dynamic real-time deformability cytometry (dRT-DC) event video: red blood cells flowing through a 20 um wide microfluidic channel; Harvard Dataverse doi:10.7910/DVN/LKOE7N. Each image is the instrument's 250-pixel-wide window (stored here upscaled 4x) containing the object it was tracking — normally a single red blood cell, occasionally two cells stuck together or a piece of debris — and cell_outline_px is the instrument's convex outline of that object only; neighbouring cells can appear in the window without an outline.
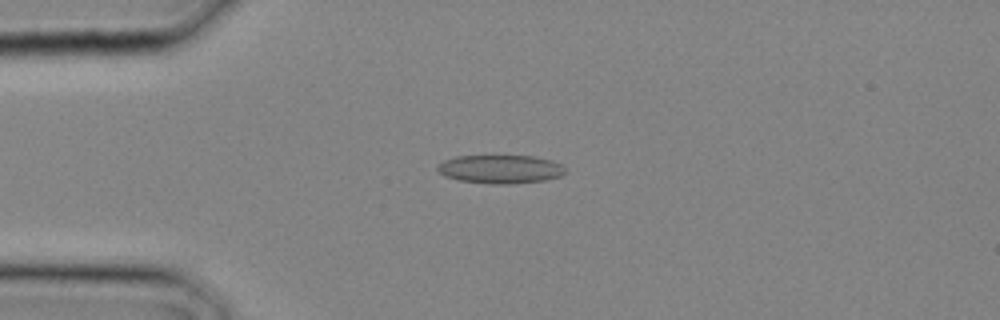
{"species": "common noctule bat (a hibernating species)", "species_latin": "Nyctalus noctula", "temperature_condition": "cold", "stored_images_in_passage": 2, "camera_frame_rate_fps": 3000, "um_per_image_px": 0.085, "animal": {"sex": "male", "body_mass_g": 20.4}, "frame": {"image": 1, "passage_image": 2, "time_ms": 0.333, "image_size_px": [1000, 320], "cell_outline_px": [[564, 172], [560, 176], [544, 180], [512, 184], [492, 184], [460, 180], [444, 176], [436, 168], [436, 164], [444, 160], [456, 156], [532, 156], [552, 160], [560, 164], [564, 168]], "centroid_in_image_um": [42.49, 14.37], "position_along_channel_um": 42.5, "area_um2": 21.15}}